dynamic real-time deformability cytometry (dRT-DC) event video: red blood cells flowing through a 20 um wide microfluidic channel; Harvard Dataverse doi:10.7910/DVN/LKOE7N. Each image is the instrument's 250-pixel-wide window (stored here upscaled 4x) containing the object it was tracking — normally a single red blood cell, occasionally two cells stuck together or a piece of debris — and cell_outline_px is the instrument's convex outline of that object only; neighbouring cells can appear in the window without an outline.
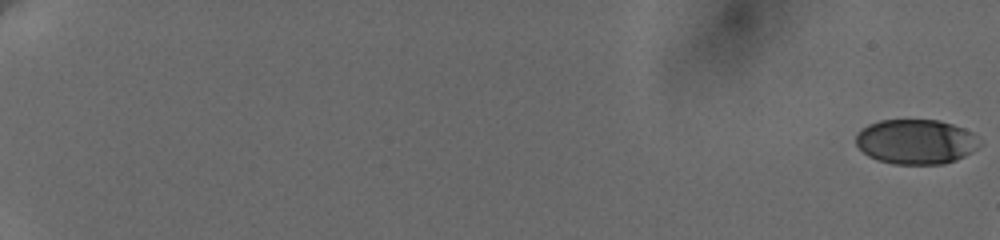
{"species": "human", "species_latin": "Homo sapiens", "temperature_condition": "cold", "stored_images_in_passage": 17, "camera_frame_rate_fps": 3000, "um_per_image_px": 0.085, "donor": {"sex": "female"}, "frame": {"image": 1, "passage_image": 1, "time_ms": 0.0, "image_size_px": [1000, 240], "cell_outline_px": [[980, 144], [976, 148], [964, 156], [956, 160], [944, 164], [892, 164], [868, 156], [856, 144], [856, 136], [868, 124], [880, 120], [940, 120], [964, 128], [972, 132], [980, 140]], "centroid_in_image_um": [77.87, 12.04], "position_along_channel_um": 7.1, "area_um2": 32.19}}